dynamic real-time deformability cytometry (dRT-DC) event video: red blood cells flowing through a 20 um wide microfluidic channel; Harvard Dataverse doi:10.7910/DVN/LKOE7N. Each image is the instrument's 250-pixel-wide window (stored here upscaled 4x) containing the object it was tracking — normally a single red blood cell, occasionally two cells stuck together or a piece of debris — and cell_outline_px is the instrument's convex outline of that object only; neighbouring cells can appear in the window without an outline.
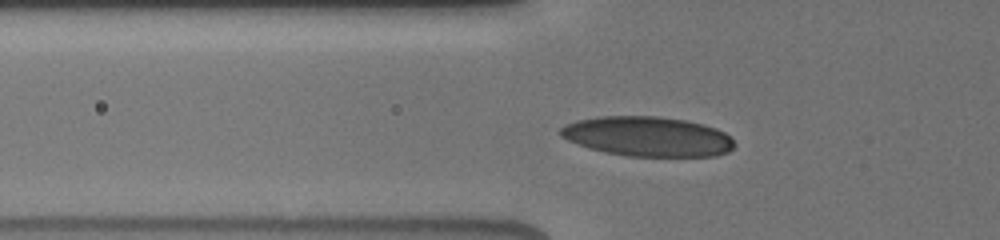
{"species": "human", "species_latin": "Homo sapiens", "temperature_condition": "cold", "stored_images_in_passage": 9, "camera_frame_rate_fps": 3000, "um_per_image_px": 0.085, "donor": {"sex": "male"}, "frame": {"image": 1, "passage_image": 2, "time_ms": 0.333, "image_size_px": [1000, 240], "cell_outline_px": [[736, 144], [728, 152], [716, 156], [628, 156], [604, 152], [588, 148], [576, 144], [560, 136], [560, 128], [564, 124], [576, 120], [600, 116], [660, 116], [684, 120], [704, 124], [716, 128], [724, 132]], "centroid_in_image_um": [55.02, 11.6], "position_along_channel_um": 70.8, "area_um2": 40.52}}
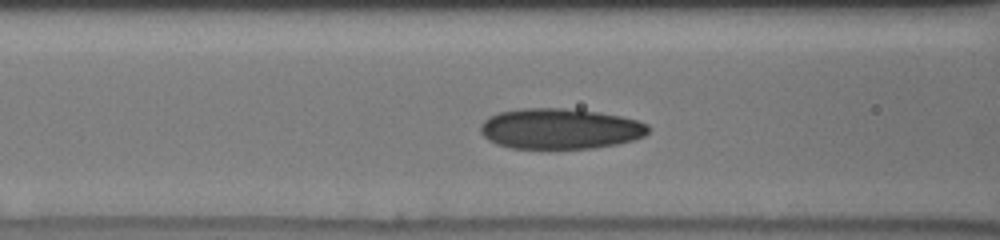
{"frame": {"image": 2, "passage_image": 7, "time_ms": 1.667, "image_size_px": [1000, 240], "cell_outline_px": [[648, 132], [644, 136], [632, 140], [616, 144], [592, 148], [512, 148], [496, 144], [488, 140], [480, 132], [480, 124], [488, 116], [500, 112], [520, 108], [564, 108], [600, 112], [620, 116], [636, 120], [648, 124]], "centroid_in_image_um": [47.57, 10.93], "position_along_channel_um": 119.0, "area_um2": 39.71}}